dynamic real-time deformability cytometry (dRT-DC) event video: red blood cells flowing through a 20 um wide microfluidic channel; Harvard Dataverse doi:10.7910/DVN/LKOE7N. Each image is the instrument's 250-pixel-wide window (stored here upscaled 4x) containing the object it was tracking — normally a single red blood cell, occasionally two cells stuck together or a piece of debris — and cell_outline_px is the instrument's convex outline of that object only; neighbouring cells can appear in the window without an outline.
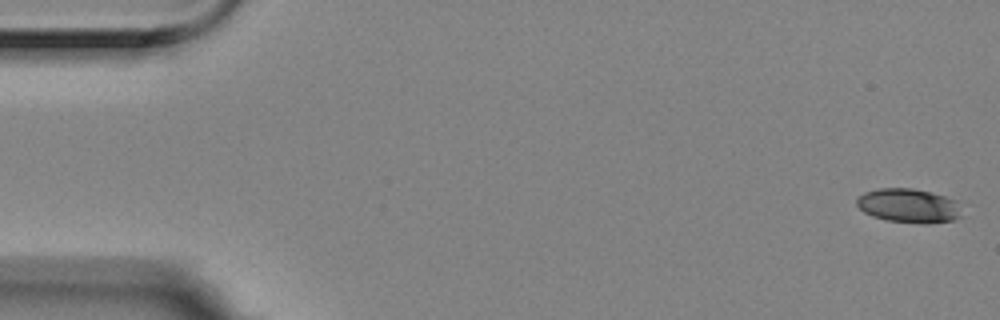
{"species": "Egyptian fruit bat (a non-hibernating species)", "species_latin": "Rousettus aegyptiacus", "temperature_condition": "room temperature", "stored_images_in_passage": 7, "camera_frame_rate_fps": 3000, "um_per_image_px": 0.085, "animal": {"sex": "female"}, "frame": {"image": 1, "passage_image": 1, "time_ms": 0.0, "image_size_px": [1000, 320], "cell_outline_px": [[960, 216], [952, 220], [928, 224], [884, 220], [872, 216], [864, 212], [856, 204], [856, 200], [864, 192], [876, 188], [912, 188], [944, 196], [956, 200]], "centroid_in_image_um": [77.18, 17.48], "position_along_channel_um": 7.8, "area_um2": 20.69}}
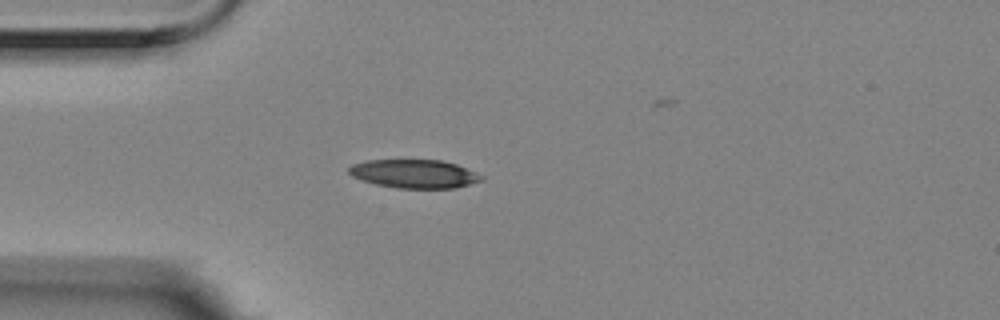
{"frame": {"image": 2, "passage_image": 5, "time_ms": 1.333, "image_size_px": [1000, 320], "cell_outline_px": [[484, 180], [456, 188], [396, 188], [376, 184], [352, 176], [348, 172], [348, 168], [352, 164], [368, 160], [440, 160], [456, 164], [476, 172], [484, 176]], "centroid_in_image_um": [35.24, 14.77], "position_along_channel_um": 49.8, "area_um2": 22.02}}
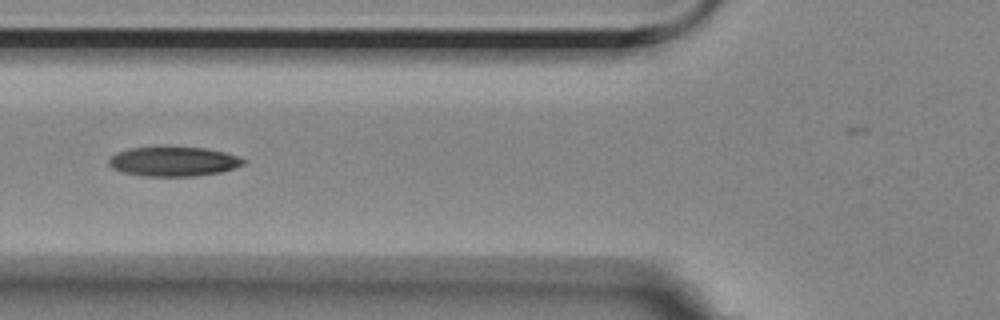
{"frame": {"image": 3, "passage_image": 7, "time_ms": 2.0, "image_size_px": [1000, 320], "cell_outline_px": [[248, 160], [244, 164], [220, 172], [196, 176], [144, 176], [124, 172], [112, 168], [108, 164], [108, 160], [116, 152], [132, 148], [204, 148], [224, 152]], "centroid_in_image_um": [14.75, 13.74], "position_along_channel_um": 111.1, "area_um2": 22.72}}